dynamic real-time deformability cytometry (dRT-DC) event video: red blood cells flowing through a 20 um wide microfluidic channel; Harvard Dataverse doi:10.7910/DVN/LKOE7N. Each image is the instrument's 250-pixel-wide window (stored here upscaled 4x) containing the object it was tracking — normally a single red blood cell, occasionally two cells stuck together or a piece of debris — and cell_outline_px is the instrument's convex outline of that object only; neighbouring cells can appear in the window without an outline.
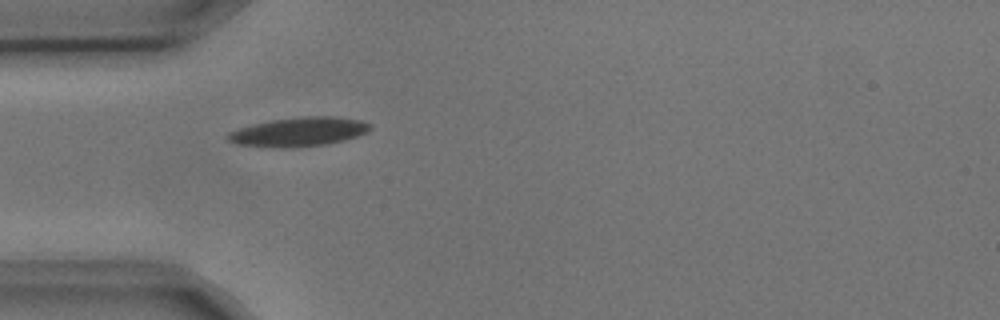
{"species": "common noctule bat (a hibernating species)", "species_latin": "Nyctalus noctula", "temperature_condition": "cold", "stored_images_in_passage": 4, "camera_frame_rate_fps": 3000, "um_per_image_px": 0.085, "animal": {"sex": "male", "body_mass_g": 17.9, "forearm_length_mm": 54.2}, "frame": {"image": 1, "passage_image": 3, "time_ms": 0.667, "image_size_px": [1000, 320], "cell_outline_px": [[372, 128], [368, 132], [344, 140], [328, 144], [292, 148], [264, 148], [236, 144], [228, 140], [224, 136], [228, 132], [252, 124], [272, 120], [304, 116], [332, 116], [360, 120], [372, 124]], "centroid_in_image_um": [25.37, 11.22], "position_along_channel_um": 59.6, "area_um2": 24.51}}